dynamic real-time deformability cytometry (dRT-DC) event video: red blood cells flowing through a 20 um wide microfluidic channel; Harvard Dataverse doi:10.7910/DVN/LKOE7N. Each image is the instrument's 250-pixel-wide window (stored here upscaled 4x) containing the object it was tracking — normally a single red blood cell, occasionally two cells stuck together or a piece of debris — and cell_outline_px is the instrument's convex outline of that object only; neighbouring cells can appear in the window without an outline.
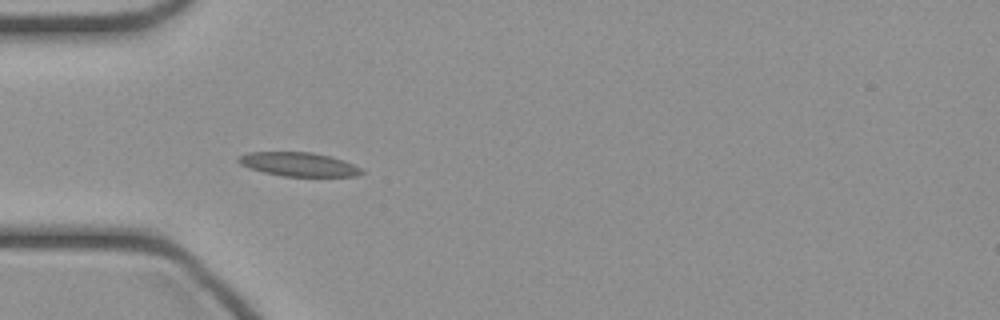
{"species": "common noctule bat (a hibernating species)", "species_latin": "Nyctalus noctula", "temperature_condition": "cold", "stored_images_in_passage": 34, "camera_frame_rate_fps": 3000, "um_per_image_px": 0.085, "animal": {"sex": "female", "body_mass_g": 21.9}, "frame": {"image": 1, "passage_image": 1, "time_ms": 0.0, "image_size_px": [1000, 320], "cell_outline_px": [[364, 172], [356, 176], [284, 176], [264, 172], [248, 168], [240, 164], [236, 160], [236, 156], [248, 152], [312, 152], [344, 160], [360, 168]], "centroid_in_image_um": [25.32, 13.96], "position_along_channel_um": 59.7, "area_um2": 17.11}}
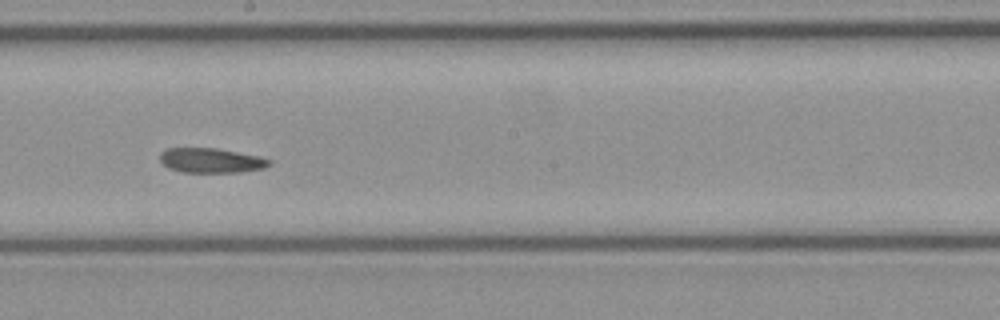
{"frame": {"image": 2, "passage_image": 13, "time_ms": 4.0, "image_size_px": [1000, 320], "cell_outline_px": [[272, 164], [264, 168], [240, 172], [180, 172], [168, 168], [160, 160], [160, 152], [168, 148], [216, 148], [260, 156], [272, 160]], "centroid_in_image_um": [17.96, 13.64], "position_along_channel_um": 230.2, "area_um2": 15.84}}
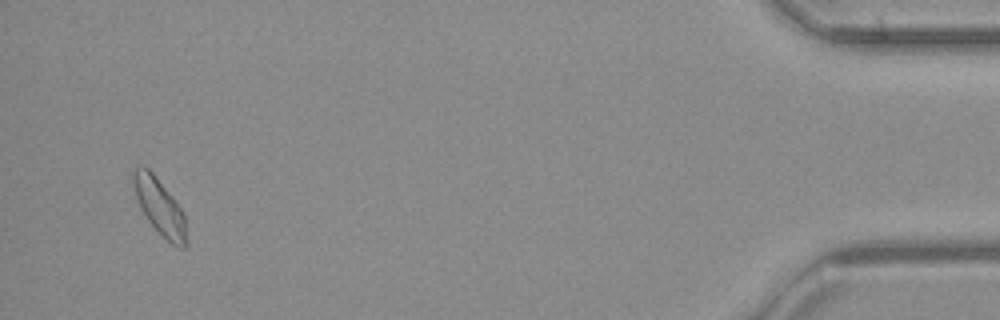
{"frame": {"image": 3, "passage_image": 32, "time_ms": 10.333, "image_size_px": [1000, 320], "cell_outline_px": [[188, 248], [180, 248], [172, 244], [148, 220], [140, 208], [132, 184], [132, 172], [140, 164], [144, 164], [152, 172], [172, 196], [184, 212], [188, 240]], "centroid_in_image_um": [13.59, 17.56], "position_along_channel_um": 421.6, "area_um2": 17.51}}